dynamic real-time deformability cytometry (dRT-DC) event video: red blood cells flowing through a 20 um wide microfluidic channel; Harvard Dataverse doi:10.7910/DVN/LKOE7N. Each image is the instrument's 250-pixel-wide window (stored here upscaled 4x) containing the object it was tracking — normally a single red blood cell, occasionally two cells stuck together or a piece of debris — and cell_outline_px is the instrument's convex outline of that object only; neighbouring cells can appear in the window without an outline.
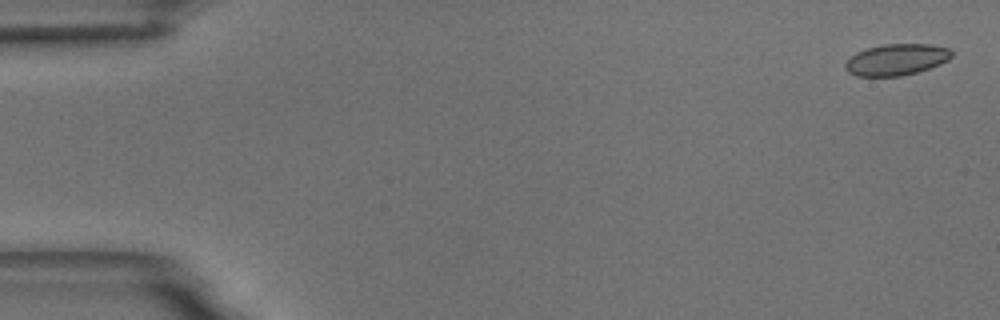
{"species": "common noctule bat (a hibernating species)", "species_latin": "Nyctalus noctula", "temperature_condition": "room temperature", "stored_images_in_passage": 55, "camera_frame_rate_fps": 3000, "um_per_image_px": 0.085, "animal": {"sex": "male", "body_mass_g": 18.8}, "frame": {"image": 1, "passage_image": 2, "time_ms": 0.333, "image_size_px": [1000, 320], "cell_outline_px": [[952, 56], [948, 60], [940, 64], [916, 72], [900, 76], [856, 76], [848, 72], [844, 68], [844, 64], [856, 52], [868, 48], [884, 44], [932, 44], [948, 48], [952, 52]], "centroid_in_image_um": [76.19, 5.06], "position_along_channel_um": 8.8, "area_um2": 19.36}}
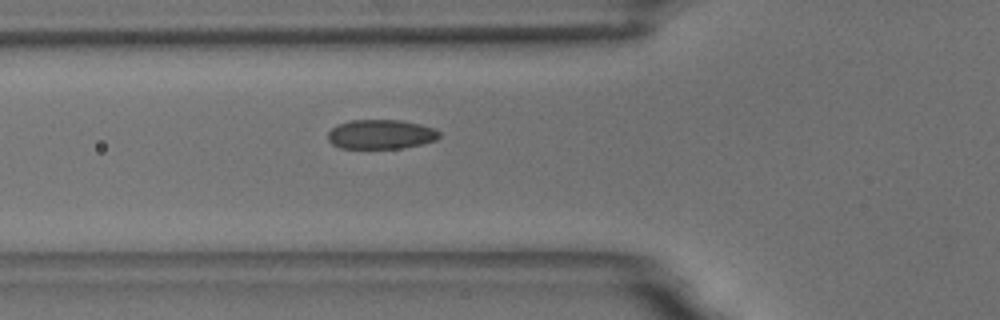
{"frame": {"image": 2, "passage_image": 20, "time_ms": 6.333, "image_size_px": [1000, 320], "cell_outline_px": [[440, 136], [436, 140], [424, 144], [404, 148], [340, 148], [332, 144], [328, 140], [328, 132], [336, 124], [348, 120], [400, 120], [420, 124], [432, 128], [440, 132]], "centroid_in_image_um": [32.36, 11.42], "position_along_channel_um": 93.4, "area_um2": 19.25}}
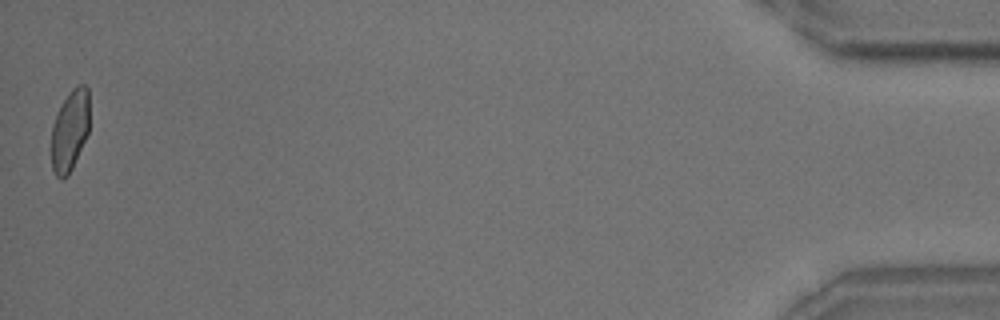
{"frame": {"image": 3, "passage_image": 55, "time_ms": 18.0, "image_size_px": [1000, 320], "cell_outline_px": [[88, 132], [72, 168], [68, 176], [60, 180], [56, 176], [52, 168], [52, 124], [64, 100], [72, 88], [76, 84], [84, 84], [88, 88]], "centroid_in_image_um": [5.93, 11.09], "position_along_channel_um": 429.3, "area_um2": 17.74}, "authors_computed_cell_mechanics": {"area_um2": 19.363, "velocity_mm_per_s": 3.6707, "shape_relaxation_time_tau1_ms": 4.9208, "shape_relaxation_time_tau2_ms": 0.9738, "deformation_change_tau1": 0.1034, "deformation_change_tau2": 0.0445}}